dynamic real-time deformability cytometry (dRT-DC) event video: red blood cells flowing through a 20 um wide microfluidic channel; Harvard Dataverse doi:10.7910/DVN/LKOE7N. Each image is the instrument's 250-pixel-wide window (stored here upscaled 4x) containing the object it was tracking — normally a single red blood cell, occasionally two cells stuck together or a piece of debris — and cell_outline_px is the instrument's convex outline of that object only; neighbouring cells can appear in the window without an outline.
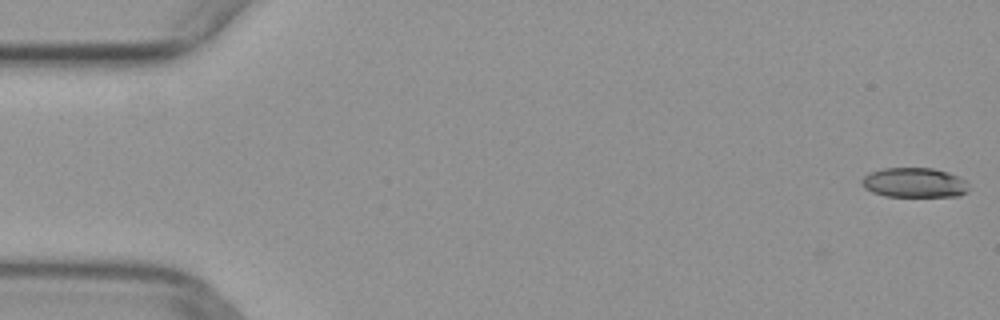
{"species": "common noctule bat (a hibernating species)", "species_latin": "Nyctalus noctula", "temperature_condition": "warm", "stored_images_in_passage": 50, "camera_frame_rate_fps": 3000, "um_per_image_px": 0.085, "animal": {"sex": "female", "body_mass_g": 29.2, "forearm_length_mm": 56.3}, "frame": {"image": 1, "passage_image": 1, "time_ms": 0.0, "image_size_px": [1000, 320], "cell_outline_px": [[968, 192], [960, 196], [884, 196], [872, 192], [864, 188], [860, 180], [868, 172], [880, 168], [932, 168], [948, 172], [960, 176], [964, 180], [968, 188]], "centroid_in_image_um": [77.69, 15.52], "position_along_channel_um": 7.3, "area_um2": 18.73}}
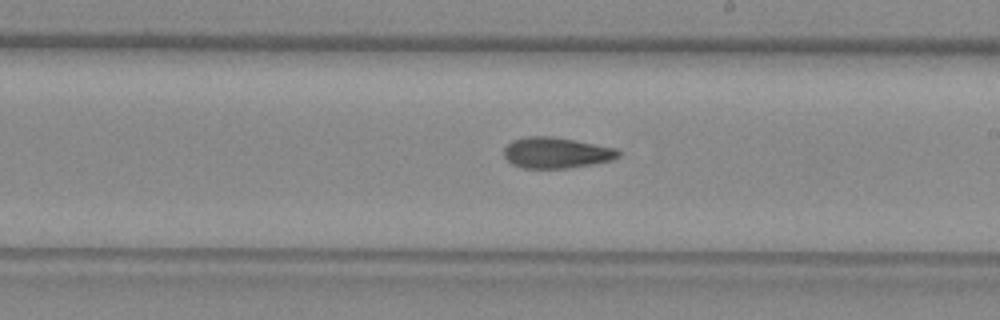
{"frame": {"image": 2, "passage_image": 29, "time_ms": 9.333, "image_size_px": [1000, 320], "cell_outline_px": [[620, 156], [612, 160], [596, 164], [568, 168], [520, 168], [512, 164], [504, 156], [504, 148], [512, 140], [528, 136], [552, 136], [616, 148], [620, 152]], "centroid_in_image_um": [47.29, 12.99], "position_along_channel_um": 241.7, "area_um2": 20.69}}
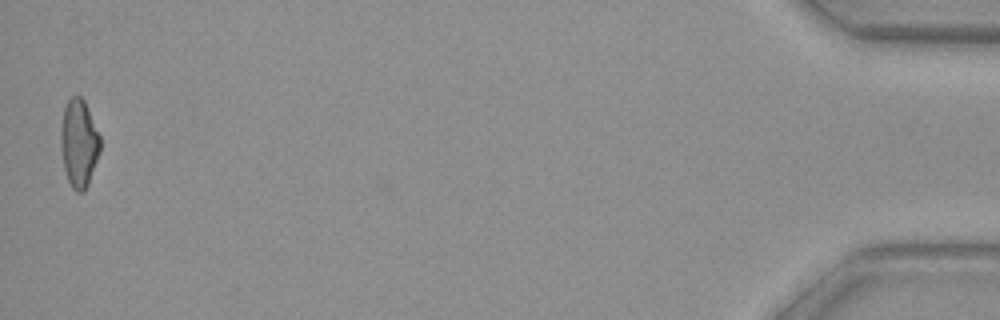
{"frame": {"image": 3, "passage_image": 50, "time_ms": 16.333, "image_size_px": [1000, 320], "cell_outline_px": [[100, 152], [88, 184], [84, 192], [76, 192], [72, 188], [68, 180], [64, 168], [60, 144], [60, 132], [64, 108], [68, 100], [72, 96], [80, 96], [84, 100], [100, 136]], "centroid_in_image_um": [6.7, 12.19], "position_along_channel_um": 428.5, "area_um2": 20.11}}